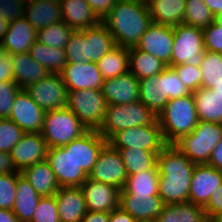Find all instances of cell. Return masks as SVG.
Instances as JSON below:
<instances>
[{"mask_svg":"<svg viewBox=\"0 0 222 222\" xmlns=\"http://www.w3.org/2000/svg\"><path fill=\"white\" fill-rule=\"evenodd\" d=\"M20 89L14 81L0 82V119L9 118L15 96Z\"/></svg>","mask_w":222,"mask_h":222,"instance_id":"c3c4849f","label":"cell"},{"mask_svg":"<svg viewBox=\"0 0 222 222\" xmlns=\"http://www.w3.org/2000/svg\"><path fill=\"white\" fill-rule=\"evenodd\" d=\"M215 20L222 26V13L215 17Z\"/></svg>","mask_w":222,"mask_h":222,"instance_id":"e7e4bbea","label":"cell"},{"mask_svg":"<svg viewBox=\"0 0 222 222\" xmlns=\"http://www.w3.org/2000/svg\"><path fill=\"white\" fill-rule=\"evenodd\" d=\"M36 40L37 31L24 17L9 23L8 31L0 44L2 50L11 54L27 53Z\"/></svg>","mask_w":222,"mask_h":222,"instance_id":"7402d4cb","label":"cell"},{"mask_svg":"<svg viewBox=\"0 0 222 222\" xmlns=\"http://www.w3.org/2000/svg\"><path fill=\"white\" fill-rule=\"evenodd\" d=\"M55 199L60 222H80L87 212L81 187H60Z\"/></svg>","mask_w":222,"mask_h":222,"instance_id":"603a6c76","label":"cell"},{"mask_svg":"<svg viewBox=\"0 0 222 222\" xmlns=\"http://www.w3.org/2000/svg\"><path fill=\"white\" fill-rule=\"evenodd\" d=\"M115 149H142L160 152L165 142L158 119L152 124L121 130L108 141Z\"/></svg>","mask_w":222,"mask_h":222,"instance_id":"9c48e42d","label":"cell"},{"mask_svg":"<svg viewBox=\"0 0 222 222\" xmlns=\"http://www.w3.org/2000/svg\"><path fill=\"white\" fill-rule=\"evenodd\" d=\"M127 177L120 152L107 142L99 152L97 161L88 178L122 190L126 184Z\"/></svg>","mask_w":222,"mask_h":222,"instance_id":"8fae6325","label":"cell"},{"mask_svg":"<svg viewBox=\"0 0 222 222\" xmlns=\"http://www.w3.org/2000/svg\"><path fill=\"white\" fill-rule=\"evenodd\" d=\"M214 21L215 17L203 0H186L183 24L204 29Z\"/></svg>","mask_w":222,"mask_h":222,"instance_id":"ab89813d","label":"cell"},{"mask_svg":"<svg viewBox=\"0 0 222 222\" xmlns=\"http://www.w3.org/2000/svg\"><path fill=\"white\" fill-rule=\"evenodd\" d=\"M88 130H99L104 122L107 102L100 89L68 91L66 105Z\"/></svg>","mask_w":222,"mask_h":222,"instance_id":"52a82bcc","label":"cell"},{"mask_svg":"<svg viewBox=\"0 0 222 222\" xmlns=\"http://www.w3.org/2000/svg\"><path fill=\"white\" fill-rule=\"evenodd\" d=\"M24 89L45 112L67 105L68 91L61 74L49 73L40 81L30 84Z\"/></svg>","mask_w":222,"mask_h":222,"instance_id":"30bf717a","label":"cell"},{"mask_svg":"<svg viewBox=\"0 0 222 222\" xmlns=\"http://www.w3.org/2000/svg\"><path fill=\"white\" fill-rule=\"evenodd\" d=\"M110 222H138L129 213L123 211L120 207L110 212Z\"/></svg>","mask_w":222,"mask_h":222,"instance_id":"680465c9","label":"cell"},{"mask_svg":"<svg viewBox=\"0 0 222 222\" xmlns=\"http://www.w3.org/2000/svg\"><path fill=\"white\" fill-rule=\"evenodd\" d=\"M184 85L193 93L202 87V72L200 67L191 64L172 66Z\"/></svg>","mask_w":222,"mask_h":222,"instance_id":"7dc6e473","label":"cell"},{"mask_svg":"<svg viewBox=\"0 0 222 222\" xmlns=\"http://www.w3.org/2000/svg\"><path fill=\"white\" fill-rule=\"evenodd\" d=\"M108 141L97 130H87L79 138L62 147H73V159L78 167L89 175L97 161L99 152Z\"/></svg>","mask_w":222,"mask_h":222,"instance_id":"d6986e66","label":"cell"},{"mask_svg":"<svg viewBox=\"0 0 222 222\" xmlns=\"http://www.w3.org/2000/svg\"><path fill=\"white\" fill-rule=\"evenodd\" d=\"M25 5L22 0H0V16L9 23L24 18Z\"/></svg>","mask_w":222,"mask_h":222,"instance_id":"f907efd6","label":"cell"},{"mask_svg":"<svg viewBox=\"0 0 222 222\" xmlns=\"http://www.w3.org/2000/svg\"><path fill=\"white\" fill-rule=\"evenodd\" d=\"M157 119L167 144L190 134L199 122L193 93L169 100Z\"/></svg>","mask_w":222,"mask_h":222,"instance_id":"3957f363","label":"cell"},{"mask_svg":"<svg viewBox=\"0 0 222 222\" xmlns=\"http://www.w3.org/2000/svg\"><path fill=\"white\" fill-rule=\"evenodd\" d=\"M120 194L159 195V171L150 169L135 175H128Z\"/></svg>","mask_w":222,"mask_h":222,"instance_id":"8d00e7d4","label":"cell"},{"mask_svg":"<svg viewBox=\"0 0 222 222\" xmlns=\"http://www.w3.org/2000/svg\"><path fill=\"white\" fill-rule=\"evenodd\" d=\"M102 22L116 46L131 49L138 45L152 19L146 0H117Z\"/></svg>","mask_w":222,"mask_h":222,"instance_id":"7a4b0ae2","label":"cell"},{"mask_svg":"<svg viewBox=\"0 0 222 222\" xmlns=\"http://www.w3.org/2000/svg\"><path fill=\"white\" fill-rule=\"evenodd\" d=\"M212 91L216 93H222V82L219 84H215V87L210 88Z\"/></svg>","mask_w":222,"mask_h":222,"instance_id":"be15d7a7","label":"cell"},{"mask_svg":"<svg viewBox=\"0 0 222 222\" xmlns=\"http://www.w3.org/2000/svg\"><path fill=\"white\" fill-rule=\"evenodd\" d=\"M163 206L159 195L120 194L119 207L138 222L156 221Z\"/></svg>","mask_w":222,"mask_h":222,"instance_id":"44dd1931","label":"cell"},{"mask_svg":"<svg viewBox=\"0 0 222 222\" xmlns=\"http://www.w3.org/2000/svg\"><path fill=\"white\" fill-rule=\"evenodd\" d=\"M173 36L171 67L179 64L200 67L205 52L202 29L179 24L173 26Z\"/></svg>","mask_w":222,"mask_h":222,"instance_id":"ba28073f","label":"cell"},{"mask_svg":"<svg viewBox=\"0 0 222 222\" xmlns=\"http://www.w3.org/2000/svg\"><path fill=\"white\" fill-rule=\"evenodd\" d=\"M209 166L215 167L222 172V139L217 143L213 149L210 159Z\"/></svg>","mask_w":222,"mask_h":222,"instance_id":"9f6ffc18","label":"cell"},{"mask_svg":"<svg viewBox=\"0 0 222 222\" xmlns=\"http://www.w3.org/2000/svg\"><path fill=\"white\" fill-rule=\"evenodd\" d=\"M45 111L25 91L20 89L12 105L8 119L15 122L25 133H41Z\"/></svg>","mask_w":222,"mask_h":222,"instance_id":"5bb4252c","label":"cell"},{"mask_svg":"<svg viewBox=\"0 0 222 222\" xmlns=\"http://www.w3.org/2000/svg\"><path fill=\"white\" fill-rule=\"evenodd\" d=\"M86 62H98L115 46V40L103 22L84 30Z\"/></svg>","mask_w":222,"mask_h":222,"instance_id":"484cf974","label":"cell"},{"mask_svg":"<svg viewBox=\"0 0 222 222\" xmlns=\"http://www.w3.org/2000/svg\"><path fill=\"white\" fill-rule=\"evenodd\" d=\"M206 222H219L217 219H208Z\"/></svg>","mask_w":222,"mask_h":222,"instance_id":"003e7915","label":"cell"},{"mask_svg":"<svg viewBox=\"0 0 222 222\" xmlns=\"http://www.w3.org/2000/svg\"><path fill=\"white\" fill-rule=\"evenodd\" d=\"M48 146L41 133H25L10 151L15 168H25L46 160Z\"/></svg>","mask_w":222,"mask_h":222,"instance_id":"e0dca14e","label":"cell"},{"mask_svg":"<svg viewBox=\"0 0 222 222\" xmlns=\"http://www.w3.org/2000/svg\"><path fill=\"white\" fill-rule=\"evenodd\" d=\"M13 54L5 50H0V82L14 81Z\"/></svg>","mask_w":222,"mask_h":222,"instance_id":"f5cc1de1","label":"cell"},{"mask_svg":"<svg viewBox=\"0 0 222 222\" xmlns=\"http://www.w3.org/2000/svg\"><path fill=\"white\" fill-rule=\"evenodd\" d=\"M217 220H218L219 222H222V215H221L219 218H217Z\"/></svg>","mask_w":222,"mask_h":222,"instance_id":"a7ac6f4b","label":"cell"},{"mask_svg":"<svg viewBox=\"0 0 222 222\" xmlns=\"http://www.w3.org/2000/svg\"><path fill=\"white\" fill-rule=\"evenodd\" d=\"M8 27H9V22H7L6 20H4V19L0 16V42L3 40L4 35H5L6 32L8 31Z\"/></svg>","mask_w":222,"mask_h":222,"instance_id":"6125c7cd","label":"cell"},{"mask_svg":"<svg viewBox=\"0 0 222 222\" xmlns=\"http://www.w3.org/2000/svg\"><path fill=\"white\" fill-rule=\"evenodd\" d=\"M24 17L36 31L51 24L62 22L63 16L59 0H39L25 5Z\"/></svg>","mask_w":222,"mask_h":222,"instance_id":"cb8c5ba5","label":"cell"},{"mask_svg":"<svg viewBox=\"0 0 222 222\" xmlns=\"http://www.w3.org/2000/svg\"><path fill=\"white\" fill-rule=\"evenodd\" d=\"M173 27L152 22L140 37L137 49L150 53L171 67L173 50Z\"/></svg>","mask_w":222,"mask_h":222,"instance_id":"4fadbf2b","label":"cell"},{"mask_svg":"<svg viewBox=\"0 0 222 222\" xmlns=\"http://www.w3.org/2000/svg\"><path fill=\"white\" fill-rule=\"evenodd\" d=\"M196 165L173 144H167L158 153L159 196L164 205L189 201Z\"/></svg>","mask_w":222,"mask_h":222,"instance_id":"6da1fadb","label":"cell"},{"mask_svg":"<svg viewBox=\"0 0 222 222\" xmlns=\"http://www.w3.org/2000/svg\"><path fill=\"white\" fill-rule=\"evenodd\" d=\"M222 184V172L208 164L196 165L190 184L189 202L205 207Z\"/></svg>","mask_w":222,"mask_h":222,"instance_id":"ac0fdd59","label":"cell"},{"mask_svg":"<svg viewBox=\"0 0 222 222\" xmlns=\"http://www.w3.org/2000/svg\"><path fill=\"white\" fill-rule=\"evenodd\" d=\"M67 63L86 62L84 30L74 31L65 47Z\"/></svg>","mask_w":222,"mask_h":222,"instance_id":"f6af8a7d","label":"cell"},{"mask_svg":"<svg viewBox=\"0 0 222 222\" xmlns=\"http://www.w3.org/2000/svg\"><path fill=\"white\" fill-rule=\"evenodd\" d=\"M80 187L87 211L111 212L119 208L121 191L119 188L89 178Z\"/></svg>","mask_w":222,"mask_h":222,"instance_id":"2e32d148","label":"cell"},{"mask_svg":"<svg viewBox=\"0 0 222 222\" xmlns=\"http://www.w3.org/2000/svg\"><path fill=\"white\" fill-rule=\"evenodd\" d=\"M202 72V87L212 88L215 84L222 82V54L215 52H204L200 65Z\"/></svg>","mask_w":222,"mask_h":222,"instance_id":"60d3db41","label":"cell"},{"mask_svg":"<svg viewBox=\"0 0 222 222\" xmlns=\"http://www.w3.org/2000/svg\"><path fill=\"white\" fill-rule=\"evenodd\" d=\"M193 96L199 120L222 124V93L201 87Z\"/></svg>","mask_w":222,"mask_h":222,"instance_id":"1f68e13d","label":"cell"},{"mask_svg":"<svg viewBox=\"0 0 222 222\" xmlns=\"http://www.w3.org/2000/svg\"><path fill=\"white\" fill-rule=\"evenodd\" d=\"M30 222H60L55 195L40 198Z\"/></svg>","mask_w":222,"mask_h":222,"instance_id":"bcb514c9","label":"cell"},{"mask_svg":"<svg viewBox=\"0 0 222 222\" xmlns=\"http://www.w3.org/2000/svg\"><path fill=\"white\" fill-rule=\"evenodd\" d=\"M25 4L31 3V2H36L39 0H22Z\"/></svg>","mask_w":222,"mask_h":222,"instance_id":"03108f58","label":"cell"},{"mask_svg":"<svg viewBox=\"0 0 222 222\" xmlns=\"http://www.w3.org/2000/svg\"><path fill=\"white\" fill-rule=\"evenodd\" d=\"M102 94L107 105H123L139 101V79L127 72L106 79L102 84Z\"/></svg>","mask_w":222,"mask_h":222,"instance_id":"ffe728a7","label":"cell"},{"mask_svg":"<svg viewBox=\"0 0 222 222\" xmlns=\"http://www.w3.org/2000/svg\"><path fill=\"white\" fill-rule=\"evenodd\" d=\"M88 129L67 107L45 112L41 135L48 148L61 147L79 138Z\"/></svg>","mask_w":222,"mask_h":222,"instance_id":"8992f818","label":"cell"},{"mask_svg":"<svg viewBox=\"0 0 222 222\" xmlns=\"http://www.w3.org/2000/svg\"><path fill=\"white\" fill-rule=\"evenodd\" d=\"M46 161L60 187H80L88 175L73 159V147L48 148Z\"/></svg>","mask_w":222,"mask_h":222,"instance_id":"7c38bea8","label":"cell"},{"mask_svg":"<svg viewBox=\"0 0 222 222\" xmlns=\"http://www.w3.org/2000/svg\"><path fill=\"white\" fill-rule=\"evenodd\" d=\"M24 134L14 121L8 118L0 119V151L10 153Z\"/></svg>","mask_w":222,"mask_h":222,"instance_id":"b9f144b4","label":"cell"},{"mask_svg":"<svg viewBox=\"0 0 222 222\" xmlns=\"http://www.w3.org/2000/svg\"><path fill=\"white\" fill-rule=\"evenodd\" d=\"M165 97L169 100L186 96L192 92L184 85L182 80L172 67L167 66L163 70Z\"/></svg>","mask_w":222,"mask_h":222,"instance_id":"ee69618b","label":"cell"},{"mask_svg":"<svg viewBox=\"0 0 222 222\" xmlns=\"http://www.w3.org/2000/svg\"><path fill=\"white\" fill-rule=\"evenodd\" d=\"M206 220L208 218L204 207L188 201L164 205L156 222H206Z\"/></svg>","mask_w":222,"mask_h":222,"instance_id":"d6a6232c","label":"cell"},{"mask_svg":"<svg viewBox=\"0 0 222 222\" xmlns=\"http://www.w3.org/2000/svg\"><path fill=\"white\" fill-rule=\"evenodd\" d=\"M204 210L208 219H217L222 215V184L211 194Z\"/></svg>","mask_w":222,"mask_h":222,"instance_id":"816d5d0a","label":"cell"},{"mask_svg":"<svg viewBox=\"0 0 222 222\" xmlns=\"http://www.w3.org/2000/svg\"><path fill=\"white\" fill-rule=\"evenodd\" d=\"M16 171L10 153L0 151V175Z\"/></svg>","mask_w":222,"mask_h":222,"instance_id":"11a10c76","label":"cell"},{"mask_svg":"<svg viewBox=\"0 0 222 222\" xmlns=\"http://www.w3.org/2000/svg\"><path fill=\"white\" fill-rule=\"evenodd\" d=\"M152 22L167 26L183 24L186 0H146Z\"/></svg>","mask_w":222,"mask_h":222,"instance_id":"83f0119b","label":"cell"},{"mask_svg":"<svg viewBox=\"0 0 222 222\" xmlns=\"http://www.w3.org/2000/svg\"><path fill=\"white\" fill-rule=\"evenodd\" d=\"M14 82L24 89L28 85L40 81L49 72L34 60L29 53H16L12 58Z\"/></svg>","mask_w":222,"mask_h":222,"instance_id":"f1b7e54d","label":"cell"},{"mask_svg":"<svg viewBox=\"0 0 222 222\" xmlns=\"http://www.w3.org/2000/svg\"><path fill=\"white\" fill-rule=\"evenodd\" d=\"M202 31L205 50L222 54V26L215 20Z\"/></svg>","mask_w":222,"mask_h":222,"instance_id":"681fc988","label":"cell"},{"mask_svg":"<svg viewBox=\"0 0 222 222\" xmlns=\"http://www.w3.org/2000/svg\"><path fill=\"white\" fill-rule=\"evenodd\" d=\"M20 173L41 197L55 195L60 188L55 174L46 160L35 163Z\"/></svg>","mask_w":222,"mask_h":222,"instance_id":"4316f807","label":"cell"},{"mask_svg":"<svg viewBox=\"0 0 222 222\" xmlns=\"http://www.w3.org/2000/svg\"><path fill=\"white\" fill-rule=\"evenodd\" d=\"M157 116L141 101L123 105H107L104 122L98 133L109 141L116 133L152 124Z\"/></svg>","mask_w":222,"mask_h":222,"instance_id":"5b68a950","label":"cell"},{"mask_svg":"<svg viewBox=\"0 0 222 222\" xmlns=\"http://www.w3.org/2000/svg\"><path fill=\"white\" fill-rule=\"evenodd\" d=\"M41 196L30 183L20 175L16 185V199L12 211L18 217L19 222H30Z\"/></svg>","mask_w":222,"mask_h":222,"instance_id":"4dcf8cb0","label":"cell"},{"mask_svg":"<svg viewBox=\"0 0 222 222\" xmlns=\"http://www.w3.org/2000/svg\"><path fill=\"white\" fill-rule=\"evenodd\" d=\"M167 67L160 59L139 49H129V72L137 79L153 77L160 74Z\"/></svg>","mask_w":222,"mask_h":222,"instance_id":"836d02e7","label":"cell"},{"mask_svg":"<svg viewBox=\"0 0 222 222\" xmlns=\"http://www.w3.org/2000/svg\"><path fill=\"white\" fill-rule=\"evenodd\" d=\"M0 222H19L12 210L0 208Z\"/></svg>","mask_w":222,"mask_h":222,"instance_id":"94428289","label":"cell"},{"mask_svg":"<svg viewBox=\"0 0 222 222\" xmlns=\"http://www.w3.org/2000/svg\"><path fill=\"white\" fill-rule=\"evenodd\" d=\"M94 15L102 22L111 12L117 0H86Z\"/></svg>","mask_w":222,"mask_h":222,"instance_id":"db71d44e","label":"cell"},{"mask_svg":"<svg viewBox=\"0 0 222 222\" xmlns=\"http://www.w3.org/2000/svg\"><path fill=\"white\" fill-rule=\"evenodd\" d=\"M80 222H110V212L87 211Z\"/></svg>","mask_w":222,"mask_h":222,"instance_id":"6f0895ef","label":"cell"},{"mask_svg":"<svg viewBox=\"0 0 222 222\" xmlns=\"http://www.w3.org/2000/svg\"><path fill=\"white\" fill-rule=\"evenodd\" d=\"M74 30L64 21L54 23L37 31V41L48 47L65 49Z\"/></svg>","mask_w":222,"mask_h":222,"instance_id":"f35d334b","label":"cell"},{"mask_svg":"<svg viewBox=\"0 0 222 222\" xmlns=\"http://www.w3.org/2000/svg\"><path fill=\"white\" fill-rule=\"evenodd\" d=\"M63 21L74 31L85 30L100 21L86 0H59Z\"/></svg>","mask_w":222,"mask_h":222,"instance_id":"d4e9b609","label":"cell"},{"mask_svg":"<svg viewBox=\"0 0 222 222\" xmlns=\"http://www.w3.org/2000/svg\"><path fill=\"white\" fill-rule=\"evenodd\" d=\"M121 156L127 175H135L145 170L158 169L157 156L159 152L142 149H117Z\"/></svg>","mask_w":222,"mask_h":222,"instance_id":"74e56055","label":"cell"},{"mask_svg":"<svg viewBox=\"0 0 222 222\" xmlns=\"http://www.w3.org/2000/svg\"><path fill=\"white\" fill-rule=\"evenodd\" d=\"M222 139V124L199 120L196 128L173 145L194 164H208L211 153Z\"/></svg>","mask_w":222,"mask_h":222,"instance_id":"277c9868","label":"cell"},{"mask_svg":"<svg viewBox=\"0 0 222 222\" xmlns=\"http://www.w3.org/2000/svg\"><path fill=\"white\" fill-rule=\"evenodd\" d=\"M20 172H10L0 175V208L12 210L16 199L17 179Z\"/></svg>","mask_w":222,"mask_h":222,"instance_id":"7bdbcfd3","label":"cell"},{"mask_svg":"<svg viewBox=\"0 0 222 222\" xmlns=\"http://www.w3.org/2000/svg\"><path fill=\"white\" fill-rule=\"evenodd\" d=\"M139 101L156 116L164 109L169 99L165 97L163 71L156 76L139 80Z\"/></svg>","mask_w":222,"mask_h":222,"instance_id":"f546056e","label":"cell"},{"mask_svg":"<svg viewBox=\"0 0 222 222\" xmlns=\"http://www.w3.org/2000/svg\"><path fill=\"white\" fill-rule=\"evenodd\" d=\"M214 17L222 13V0H203Z\"/></svg>","mask_w":222,"mask_h":222,"instance_id":"91938a15","label":"cell"},{"mask_svg":"<svg viewBox=\"0 0 222 222\" xmlns=\"http://www.w3.org/2000/svg\"><path fill=\"white\" fill-rule=\"evenodd\" d=\"M28 53L51 74H60L67 63L65 49L48 47L37 40Z\"/></svg>","mask_w":222,"mask_h":222,"instance_id":"e575fe53","label":"cell"},{"mask_svg":"<svg viewBox=\"0 0 222 222\" xmlns=\"http://www.w3.org/2000/svg\"><path fill=\"white\" fill-rule=\"evenodd\" d=\"M98 69L104 80L129 72V49L115 46L98 62Z\"/></svg>","mask_w":222,"mask_h":222,"instance_id":"d590c367","label":"cell"},{"mask_svg":"<svg viewBox=\"0 0 222 222\" xmlns=\"http://www.w3.org/2000/svg\"><path fill=\"white\" fill-rule=\"evenodd\" d=\"M67 91L100 89L104 78L98 69L97 62L66 63L60 73Z\"/></svg>","mask_w":222,"mask_h":222,"instance_id":"9a60e30c","label":"cell"}]
</instances>
